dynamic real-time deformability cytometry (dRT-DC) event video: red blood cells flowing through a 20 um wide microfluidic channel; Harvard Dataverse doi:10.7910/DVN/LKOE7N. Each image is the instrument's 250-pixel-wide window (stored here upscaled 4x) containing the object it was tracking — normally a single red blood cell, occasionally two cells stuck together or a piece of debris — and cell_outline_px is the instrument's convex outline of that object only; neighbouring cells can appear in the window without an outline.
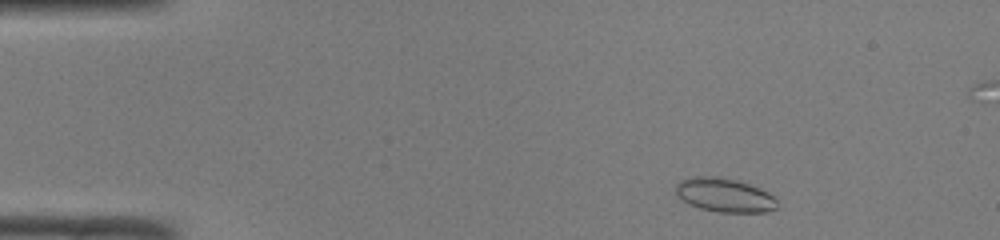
{"species": "common noctule bat (a hibernating species)", "species_latin": "Nyctalus noctula", "temperature_condition": "room temperature", "stored_images_in_passage": 46, "camera_frame_rate_fps": 3000, "um_per_image_px": 0.085, "animal": {"sex": "male", "body_mass_g": 19.0, "forearm_length_mm": 50.8}, "frame": {"image": 1, "passage_image": 3, "time_ms": 0.667, "image_size_px": [1000, 240], "cell_outline_px": [[776, 208], [764, 212], [716, 212], [700, 208], [688, 204], [676, 192], [676, 184], [680, 180], [692, 176], [720, 176], [736, 180], [760, 188], [768, 192], [776, 200]], "centroid_in_image_um": [61.56, 16.57], "position_along_channel_um": 23.4, "area_um2": 19.94}}
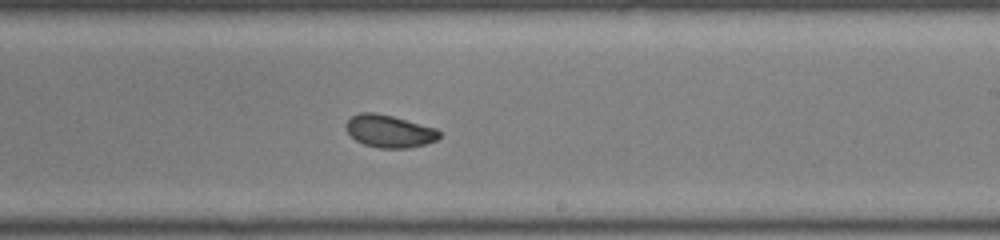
{"frame": {"image": 2, "passage_image": 26, "time_ms": 8.333, "image_size_px": [1000, 240], "cell_outline_px": [[440, 136], [436, 140], [424, 144], [408, 148], [380, 148], [364, 144], [356, 140], [344, 128], [344, 124], [352, 116], [360, 112], [376, 112], [392, 116], [436, 128], [440, 132]], "centroid_in_image_um": [33.07, 11.14], "position_along_channel_um": 255.9, "area_um2": 17.63}}
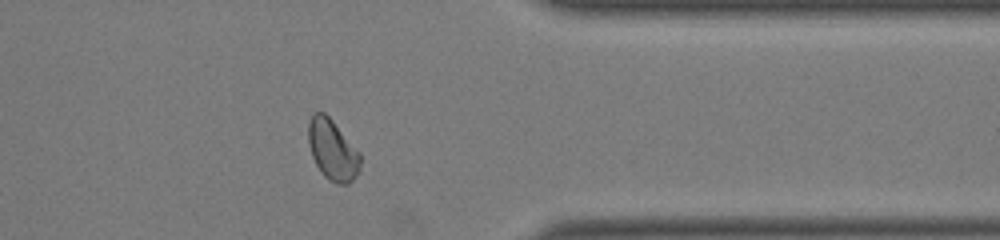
{"frame": {"image": 3, "passage_image": 36, "time_ms": 11.667, "image_size_px": [1000, 240], "cell_outline_px": [[360, 168], [356, 176], [348, 184], [336, 184], [328, 180], [324, 176], [316, 164], [312, 156], [308, 144], [308, 124], [312, 112], [324, 112], [332, 120], [360, 152]], "centroid_in_image_um": [28.25, 12.74], "position_along_channel_um": 383.1, "area_um2": 18.44}, "authors_computed_cell_mechanics": {"area_um2": 18.4382, "velocity_mm_per_s": 4.101, "shape_relaxation_time_tau1_ms": null, "shape_relaxation_time_tau2_ms": 1.7126, "deformation_change_tau1": null, "deformation_change_tau2": 0.0487}}